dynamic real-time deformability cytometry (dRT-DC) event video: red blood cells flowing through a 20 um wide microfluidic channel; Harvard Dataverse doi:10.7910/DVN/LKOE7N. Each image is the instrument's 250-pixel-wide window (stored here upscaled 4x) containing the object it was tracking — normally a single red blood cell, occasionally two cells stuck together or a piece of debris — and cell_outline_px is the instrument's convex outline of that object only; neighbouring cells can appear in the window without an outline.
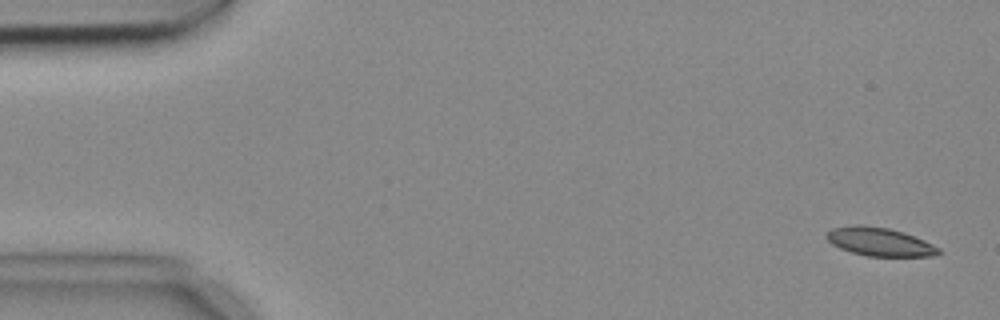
{"species": "common noctule bat (a hibernating species)", "species_latin": "Nyctalus noctula", "temperature_condition": "cold", "stored_images_in_passage": 4, "camera_frame_rate_fps": 3000, "um_per_image_px": 0.085, "animal": {"sex": "female", "body_mass_g": 18.4}, "frame": {"image": 1, "passage_image": 1, "time_ms": 0.0, "image_size_px": [1000, 320], "cell_outline_px": [[940, 252], [936, 256], [868, 256], [852, 252], [840, 248], [832, 244], [824, 236], [832, 228], [852, 224], [860, 224], [888, 228], [904, 232], [924, 240], [940, 248]], "centroid_in_image_um": [74.76, 20.54], "position_along_channel_um": 10.2, "area_um2": 18.61}}